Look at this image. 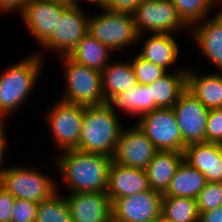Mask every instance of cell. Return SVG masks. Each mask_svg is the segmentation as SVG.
I'll return each mask as SVG.
<instances>
[{
	"instance_id": "1",
	"label": "cell",
	"mask_w": 222,
	"mask_h": 222,
	"mask_svg": "<svg viewBox=\"0 0 222 222\" xmlns=\"http://www.w3.org/2000/svg\"><path fill=\"white\" fill-rule=\"evenodd\" d=\"M53 156L50 165L58 170L60 184H63L67 194L106 192L112 157L77 149L65 150Z\"/></svg>"
},
{
	"instance_id": "2",
	"label": "cell",
	"mask_w": 222,
	"mask_h": 222,
	"mask_svg": "<svg viewBox=\"0 0 222 222\" xmlns=\"http://www.w3.org/2000/svg\"><path fill=\"white\" fill-rule=\"evenodd\" d=\"M43 60L33 52L0 73V123H6L10 114H17L31 97L43 73Z\"/></svg>"
},
{
	"instance_id": "3",
	"label": "cell",
	"mask_w": 222,
	"mask_h": 222,
	"mask_svg": "<svg viewBox=\"0 0 222 222\" xmlns=\"http://www.w3.org/2000/svg\"><path fill=\"white\" fill-rule=\"evenodd\" d=\"M121 120L119 114L107 102L84 106L81 136L76 149L113 157L125 125Z\"/></svg>"
},
{
	"instance_id": "4",
	"label": "cell",
	"mask_w": 222,
	"mask_h": 222,
	"mask_svg": "<svg viewBox=\"0 0 222 222\" xmlns=\"http://www.w3.org/2000/svg\"><path fill=\"white\" fill-rule=\"evenodd\" d=\"M57 59L64 67L61 70L65 80V90L59 96L60 100L83 106L105 103L100 71L80 65L68 56Z\"/></svg>"
},
{
	"instance_id": "5",
	"label": "cell",
	"mask_w": 222,
	"mask_h": 222,
	"mask_svg": "<svg viewBox=\"0 0 222 222\" xmlns=\"http://www.w3.org/2000/svg\"><path fill=\"white\" fill-rule=\"evenodd\" d=\"M102 12L88 19V33L113 52L123 53L137 45L139 34L133 15L101 8Z\"/></svg>"
},
{
	"instance_id": "6",
	"label": "cell",
	"mask_w": 222,
	"mask_h": 222,
	"mask_svg": "<svg viewBox=\"0 0 222 222\" xmlns=\"http://www.w3.org/2000/svg\"><path fill=\"white\" fill-rule=\"evenodd\" d=\"M52 175L37 170L34 166H7L0 179V186L15 199L36 203L49 199L57 192L58 182Z\"/></svg>"
},
{
	"instance_id": "7",
	"label": "cell",
	"mask_w": 222,
	"mask_h": 222,
	"mask_svg": "<svg viewBox=\"0 0 222 222\" xmlns=\"http://www.w3.org/2000/svg\"><path fill=\"white\" fill-rule=\"evenodd\" d=\"M43 113H45L43 119L50 129L53 145L57 149L56 154L76 149L81 136L84 106L58 99Z\"/></svg>"
},
{
	"instance_id": "8",
	"label": "cell",
	"mask_w": 222,
	"mask_h": 222,
	"mask_svg": "<svg viewBox=\"0 0 222 222\" xmlns=\"http://www.w3.org/2000/svg\"><path fill=\"white\" fill-rule=\"evenodd\" d=\"M132 15L139 35L190 33L171 0H142Z\"/></svg>"
},
{
	"instance_id": "9",
	"label": "cell",
	"mask_w": 222,
	"mask_h": 222,
	"mask_svg": "<svg viewBox=\"0 0 222 222\" xmlns=\"http://www.w3.org/2000/svg\"><path fill=\"white\" fill-rule=\"evenodd\" d=\"M85 7L68 6L62 13L57 27L51 36L40 46L39 52H35L41 58H46L44 52H54L56 58L69 56L76 45L88 33L89 13L83 10ZM44 50V52H42ZM42 52V53H41Z\"/></svg>"
},
{
	"instance_id": "10",
	"label": "cell",
	"mask_w": 222,
	"mask_h": 222,
	"mask_svg": "<svg viewBox=\"0 0 222 222\" xmlns=\"http://www.w3.org/2000/svg\"><path fill=\"white\" fill-rule=\"evenodd\" d=\"M135 123L158 151L183 152L182 136L172 108L143 114Z\"/></svg>"
},
{
	"instance_id": "11",
	"label": "cell",
	"mask_w": 222,
	"mask_h": 222,
	"mask_svg": "<svg viewBox=\"0 0 222 222\" xmlns=\"http://www.w3.org/2000/svg\"><path fill=\"white\" fill-rule=\"evenodd\" d=\"M67 7L55 0H28L18 15L40 47L51 36Z\"/></svg>"
},
{
	"instance_id": "12",
	"label": "cell",
	"mask_w": 222,
	"mask_h": 222,
	"mask_svg": "<svg viewBox=\"0 0 222 222\" xmlns=\"http://www.w3.org/2000/svg\"><path fill=\"white\" fill-rule=\"evenodd\" d=\"M183 141L187 145L206 142L209 110L191 92L185 89L172 107Z\"/></svg>"
},
{
	"instance_id": "13",
	"label": "cell",
	"mask_w": 222,
	"mask_h": 222,
	"mask_svg": "<svg viewBox=\"0 0 222 222\" xmlns=\"http://www.w3.org/2000/svg\"><path fill=\"white\" fill-rule=\"evenodd\" d=\"M132 124L122 128L112 161L118 165L145 170L158 150L139 126Z\"/></svg>"
},
{
	"instance_id": "14",
	"label": "cell",
	"mask_w": 222,
	"mask_h": 222,
	"mask_svg": "<svg viewBox=\"0 0 222 222\" xmlns=\"http://www.w3.org/2000/svg\"><path fill=\"white\" fill-rule=\"evenodd\" d=\"M163 194L152 189L112 202V222H153L161 218Z\"/></svg>"
},
{
	"instance_id": "15",
	"label": "cell",
	"mask_w": 222,
	"mask_h": 222,
	"mask_svg": "<svg viewBox=\"0 0 222 222\" xmlns=\"http://www.w3.org/2000/svg\"><path fill=\"white\" fill-rule=\"evenodd\" d=\"M176 38L177 36L171 33L139 35L137 46L141 43L142 48L137 54L164 68L167 72L171 70L187 71V66L185 68L176 67L177 63L180 62L181 54V46H179L178 40H175ZM175 67L177 70H174Z\"/></svg>"
},
{
	"instance_id": "16",
	"label": "cell",
	"mask_w": 222,
	"mask_h": 222,
	"mask_svg": "<svg viewBox=\"0 0 222 222\" xmlns=\"http://www.w3.org/2000/svg\"><path fill=\"white\" fill-rule=\"evenodd\" d=\"M188 35L204 56L202 59L209 61L216 71H222V15L215 12L194 24Z\"/></svg>"
},
{
	"instance_id": "17",
	"label": "cell",
	"mask_w": 222,
	"mask_h": 222,
	"mask_svg": "<svg viewBox=\"0 0 222 222\" xmlns=\"http://www.w3.org/2000/svg\"><path fill=\"white\" fill-rule=\"evenodd\" d=\"M64 195L73 222H112V202L106 192Z\"/></svg>"
},
{
	"instance_id": "18",
	"label": "cell",
	"mask_w": 222,
	"mask_h": 222,
	"mask_svg": "<svg viewBox=\"0 0 222 222\" xmlns=\"http://www.w3.org/2000/svg\"><path fill=\"white\" fill-rule=\"evenodd\" d=\"M148 190H150V187L145 170L111 162L106 188V193L111 202L121 197L131 196Z\"/></svg>"
},
{
	"instance_id": "19",
	"label": "cell",
	"mask_w": 222,
	"mask_h": 222,
	"mask_svg": "<svg viewBox=\"0 0 222 222\" xmlns=\"http://www.w3.org/2000/svg\"><path fill=\"white\" fill-rule=\"evenodd\" d=\"M183 158L191 167L200 171L207 182H222V145L194 143L187 145Z\"/></svg>"
},
{
	"instance_id": "20",
	"label": "cell",
	"mask_w": 222,
	"mask_h": 222,
	"mask_svg": "<svg viewBox=\"0 0 222 222\" xmlns=\"http://www.w3.org/2000/svg\"><path fill=\"white\" fill-rule=\"evenodd\" d=\"M187 67L186 89L197 98L206 109L222 108V71L203 74Z\"/></svg>"
},
{
	"instance_id": "21",
	"label": "cell",
	"mask_w": 222,
	"mask_h": 222,
	"mask_svg": "<svg viewBox=\"0 0 222 222\" xmlns=\"http://www.w3.org/2000/svg\"><path fill=\"white\" fill-rule=\"evenodd\" d=\"M109 106L120 116L131 115L137 120L143 115L153 110L159 109L155 101H152L151 89L148 85L137 84L130 87L128 91L121 92L112 97L108 102Z\"/></svg>"
},
{
	"instance_id": "22",
	"label": "cell",
	"mask_w": 222,
	"mask_h": 222,
	"mask_svg": "<svg viewBox=\"0 0 222 222\" xmlns=\"http://www.w3.org/2000/svg\"><path fill=\"white\" fill-rule=\"evenodd\" d=\"M183 160V152L157 151L145 169L150 189L164 194Z\"/></svg>"
},
{
	"instance_id": "23",
	"label": "cell",
	"mask_w": 222,
	"mask_h": 222,
	"mask_svg": "<svg viewBox=\"0 0 222 222\" xmlns=\"http://www.w3.org/2000/svg\"><path fill=\"white\" fill-rule=\"evenodd\" d=\"M101 81L105 103L138 84L129 58L121 61L113 58L101 71Z\"/></svg>"
},
{
	"instance_id": "24",
	"label": "cell",
	"mask_w": 222,
	"mask_h": 222,
	"mask_svg": "<svg viewBox=\"0 0 222 222\" xmlns=\"http://www.w3.org/2000/svg\"><path fill=\"white\" fill-rule=\"evenodd\" d=\"M113 55L114 52L109 47L87 33L68 57L80 65L101 72L109 64Z\"/></svg>"
},
{
	"instance_id": "25",
	"label": "cell",
	"mask_w": 222,
	"mask_h": 222,
	"mask_svg": "<svg viewBox=\"0 0 222 222\" xmlns=\"http://www.w3.org/2000/svg\"><path fill=\"white\" fill-rule=\"evenodd\" d=\"M187 71H171L149 84L152 101L158 108H172L180 94L186 89Z\"/></svg>"
},
{
	"instance_id": "26",
	"label": "cell",
	"mask_w": 222,
	"mask_h": 222,
	"mask_svg": "<svg viewBox=\"0 0 222 222\" xmlns=\"http://www.w3.org/2000/svg\"><path fill=\"white\" fill-rule=\"evenodd\" d=\"M206 183L205 176L183 160L177 168L174 177L171 179L170 185L163 196L196 199Z\"/></svg>"
},
{
	"instance_id": "27",
	"label": "cell",
	"mask_w": 222,
	"mask_h": 222,
	"mask_svg": "<svg viewBox=\"0 0 222 222\" xmlns=\"http://www.w3.org/2000/svg\"><path fill=\"white\" fill-rule=\"evenodd\" d=\"M161 216L171 222H199L197 201L188 197L162 196Z\"/></svg>"
},
{
	"instance_id": "28",
	"label": "cell",
	"mask_w": 222,
	"mask_h": 222,
	"mask_svg": "<svg viewBox=\"0 0 222 222\" xmlns=\"http://www.w3.org/2000/svg\"><path fill=\"white\" fill-rule=\"evenodd\" d=\"M58 186L49 199L38 203L35 222H73L68 203Z\"/></svg>"
},
{
	"instance_id": "29",
	"label": "cell",
	"mask_w": 222,
	"mask_h": 222,
	"mask_svg": "<svg viewBox=\"0 0 222 222\" xmlns=\"http://www.w3.org/2000/svg\"><path fill=\"white\" fill-rule=\"evenodd\" d=\"M179 16L189 26L211 16L216 7V0H171Z\"/></svg>"
},
{
	"instance_id": "30",
	"label": "cell",
	"mask_w": 222,
	"mask_h": 222,
	"mask_svg": "<svg viewBox=\"0 0 222 222\" xmlns=\"http://www.w3.org/2000/svg\"><path fill=\"white\" fill-rule=\"evenodd\" d=\"M129 59L138 84L149 85L167 73L164 68L143 59L137 52Z\"/></svg>"
},
{
	"instance_id": "31",
	"label": "cell",
	"mask_w": 222,
	"mask_h": 222,
	"mask_svg": "<svg viewBox=\"0 0 222 222\" xmlns=\"http://www.w3.org/2000/svg\"><path fill=\"white\" fill-rule=\"evenodd\" d=\"M199 212L222 206V182H207L196 198Z\"/></svg>"
},
{
	"instance_id": "32",
	"label": "cell",
	"mask_w": 222,
	"mask_h": 222,
	"mask_svg": "<svg viewBox=\"0 0 222 222\" xmlns=\"http://www.w3.org/2000/svg\"><path fill=\"white\" fill-rule=\"evenodd\" d=\"M38 203L15 199L11 222H35Z\"/></svg>"
},
{
	"instance_id": "33",
	"label": "cell",
	"mask_w": 222,
	"mask_h": 222,
	"mask_svg": "<svg viewBox=\"0 0 222 222\" xmlns=\"http://www.w3.org/2000/svg\"><path fill=\"white\" fill-rule=\"evenodd\" d=\"M206 142L222 145V108L209 110L206 125Z\"/></svg>"
},
{
	"instance_id": "34",
	"label": "cell",
	"mask_w": 222,
	"mask_h": 222,
	"mask_svg": "<svg viewBox=\"0 0 222 222\" xmlns=\"http://www.w3.org/2000/svg\"><path fill=\"white\" fill-rule=\"evenodd\" d=\"M15 198L0 186V222H11Z\"/></svg>"
},
{
	"instance_id": "35",
	"label": "cell",
	"mask_w": 222,
	"mask_h": 222,
	"mask_svg": "<svg viewBox=\"0 0 222 222\" xmlns=\"http://www.w3.org/2000/svg\"><path fill=\"white\" fill-rule=\"evenodd\" d=\"M142 0H103L104 8L116 12L132 14Z\"/></svg>"
},
{
	"instance_id": "36",
	"label": "cell",
	"mask_w": 222,
	"mask_h": 222,
	"mask_svg": "<svg viewBox=\"0 0 222 222\" xmlns=\"http://www.w3.org/2000/svg\"><path fill=\"white\" fill-rule=\"evenodd\" d=\"M6 127L7 126L5 123H0V179H1L3 172L7 168V165H5L6 164L5 160H6V155H8V154H6V152L8 151L7 147H9V145H8V142H7L8 140L6 137V136H8L6 129H5Z\"/></svg>"
},
{
	"instance_id": "37",
	"label": "cell",
	"mask_w": 222,
	"mask_h": 222,
	"mask_svg": "<svg viewBox=\"0 0 222 222\" xmlns=\"http://www.w3.org/2000/svg\"><path fill=\"white\" fill-rule=\"evenodd\" d=\"M28 0H0V14L12 15L20 12Z\"/></svg>"
},
{
	"instance_id": "38",
	"label": "cell",
	"mask_w": 222,
	"mask_h": 222,
	"mask_svg": "<svg viewBox=\"0 0 222 222\" xmlns=\"http://www.w3.org/2000/svg\"><path fill=\"white\" fill-rule=\"evenodd\" d=\"M199 222H222V206L206 212H199Z\"/></svg>"
},
{
	"instance_id": "39",
	"label": "cell",
	"mask_w": 222,
	"mask_h": 222,
	"mask_svg": "<svg viewBox=\"0 0 222 222\" xmlns=\"http://www.w3.org/2000/svg\"><path fill=\"white\" fill-rule=\"evenodd\" d=\"M80 2H79V6L80 7H83L84 5H82V3L85 1V0H79ZM87 1V3L89 2V3H91L92 5H95V6H98L97 7V9L98 8H104V2H103V0H86Z\"/></svg>"
},
{
	"instance_id": "40",
	"label": "cell",
	"mask_w": 222,
	"mask_h": 222,
	"mask_svg": "<svg viewBox=\"0 0 222 222\" xmlns=\"http://www.w3.org/2000/svg\"><path fill=\"white\" fill-rule=\"evenodd\" d=\"M67 6H79V0H55Z\"/></svg>"
},
{
	"instance_id": "41",
	"label": "cell",
	"mask_w": 222,
	"mask_h": 222,
	"mask_svg": "<svg viewBox=\"0 0 222 222\" xmlns=\"http://www.w3.org/2000/svg\"><path fill=\"white\" fill-rule=\"evenodd\" d=\"M216 6L218 7V9H216V13L217 14H222V0H216Z\"/></svg>"
},
{
	"instance_id": "42",
	"label": "cell",
	"mask_w": 222,
	"mask_h": 222,
	"mask_svg": "<svg viewBox=\"0 0 222 222\" xmlns=\"http://www.w3.org/2000/svg\"><path fill=\"white\" fill-rule=\"evenodd\" d=\"M158 222H171V221H168L161 216V218L158 220Z\"/></svg>"
}]
</instances>
